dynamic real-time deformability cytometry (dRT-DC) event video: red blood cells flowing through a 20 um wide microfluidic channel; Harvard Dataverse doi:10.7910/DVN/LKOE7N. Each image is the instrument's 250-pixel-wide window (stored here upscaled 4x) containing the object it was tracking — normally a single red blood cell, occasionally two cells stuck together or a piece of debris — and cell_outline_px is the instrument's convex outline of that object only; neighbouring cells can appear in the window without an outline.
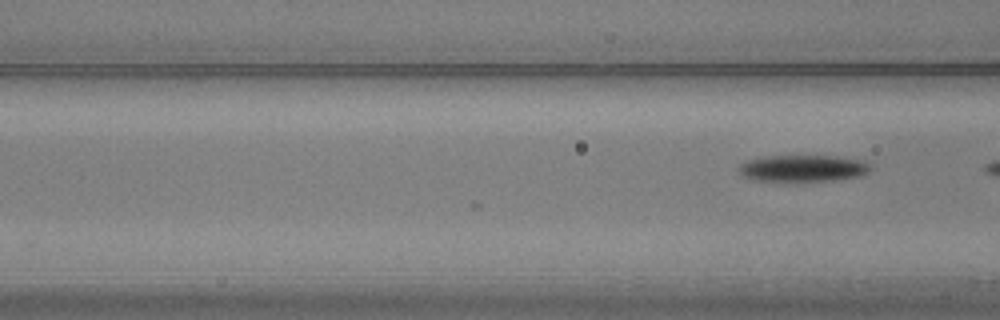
{"species": "common noctule bat (a hibernating species)", "species_latin": "Nyctalus noctula", "temperature_condition": "warm", "stored_images_in_passage": 3, "camera_frame_rate_fps": 3000, "um_per_image_px": 0.085, "animal": {"sex": "male", "body_mass_g": 20.5, "forearm_length_mm": 52.5}, "frame": {"image": 1, "passage_image": 3, "time_ms": 0.667, "image_size_px": [1000, 320], "cell_outline_px": [[872, 168], [868, 172], [860, 176], [832, 180], [756, 180], [744, 176], [740, 172], [740, 164], [748, 160], [768, 156], [836, 156], [864, 160]], "centroid_in_image_um": [68.31, 14.29], "position_along_channel_um": 98.3, "area_um2": 20.0}}